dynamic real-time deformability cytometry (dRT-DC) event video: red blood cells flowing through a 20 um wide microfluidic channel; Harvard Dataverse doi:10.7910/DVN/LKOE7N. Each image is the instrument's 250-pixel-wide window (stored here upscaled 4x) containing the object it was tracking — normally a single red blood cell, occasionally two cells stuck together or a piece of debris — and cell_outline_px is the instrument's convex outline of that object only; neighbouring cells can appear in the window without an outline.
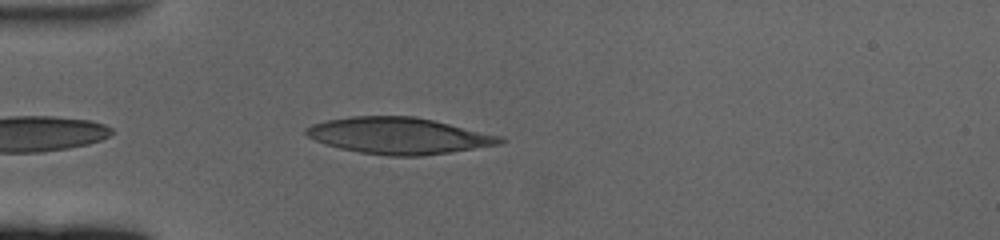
{"species": "human", "species_latin": "Homo sapiens", "temperature_condition": "cold", "stored_images_in_passage": 32, "camera_frame_rate_fps": 3000, "um_per_image_px": 0.085, "donor": {"sex": "female"}, "frame": {"image": 1, "passage_image": 4, "time_ms": 1.0, "image_size_px": [1000, 240], "cell_outline_px": [[508, 140], [504, 144], [424, 156], [388, 156], [360, 152], [340, 148], [324, 144], [308, 136], [304, 132], [304, 128], [312, 124], [328, 120], [348, 116], [412, 116], [432, 120], [504, 136]], "centroid_in_image_um": [33.95, 11.54], "position_along_channel_um": 51.1, "area_um2": 41.44}}
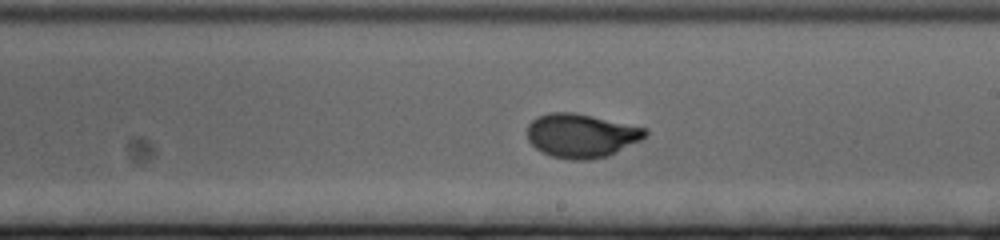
{"frame": {"image": 2, "passage_image": 18, "time_ms": 5.667, "image_size_px": [1000, 240], "cell_outline_px": [[648, 136], [608, 156], [592, 160], [572, 160], [552, 156], [540, 152], [528, 140], [528, 124], [536, 116], [548, 112], [572, 112], [592, 116], [648, 128]], "centroid_in_image_um": [49.41, 11.52], "position_along_channel_um": 239.6, "area_um2": 30.35}}
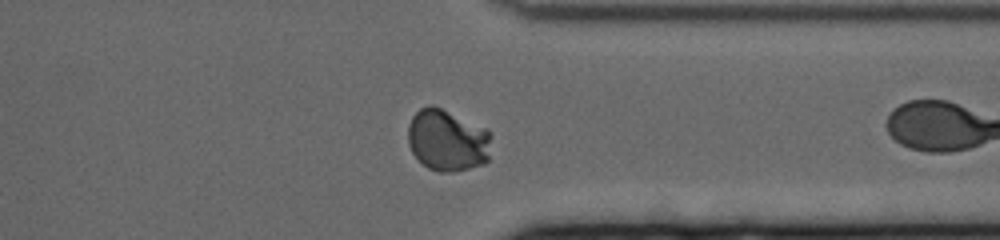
{"frame": {"image": 3, "passage_image": 30, "time_ms": 9.667, "image_size_px": [1000, 240], "cell_outline_px": [[492, 136], [488, 160], [484, 164], [452, 172], [440, 172], [428, 168], [412, 152], [408, 144], [408, 124], [412, 116], [420, 108], [428, 104], [432, 104], [488, 128]], "centroid_in_image_um": [38.04, 11.9], "position_along_channel_um": 373.4, "area_um2": 30.4}}